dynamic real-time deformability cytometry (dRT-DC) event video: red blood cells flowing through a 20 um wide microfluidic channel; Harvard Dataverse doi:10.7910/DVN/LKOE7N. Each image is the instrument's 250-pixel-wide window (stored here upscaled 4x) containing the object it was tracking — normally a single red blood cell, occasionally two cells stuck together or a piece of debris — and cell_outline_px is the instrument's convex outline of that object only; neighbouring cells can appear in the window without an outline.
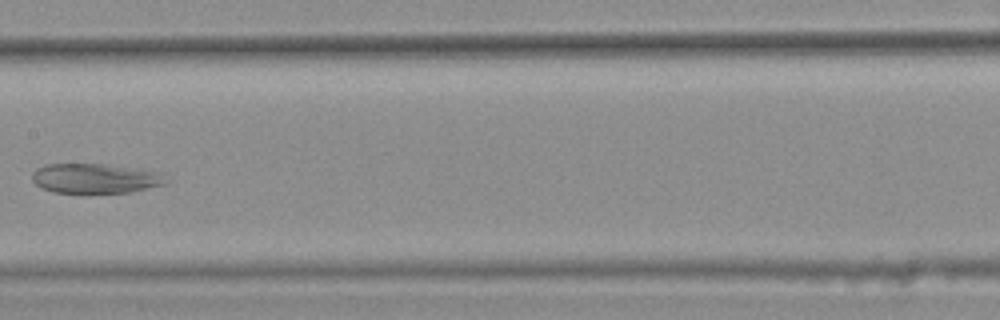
{"species": "common noctule bat (a hibernating species)", "species_latin": "Nyctalus noctula", "temperature_condition": "warm", "stored_images_in_passage": 7, "camera_frame_rate_fps": 3000, "um_per_image_px": 0.085, "animal": {"sex": "female", "body_mass_g": 25.1}, "frame": {"image": 1, "passage_image": 6, "time_ms": 1.667, "image_size_px": [1000, 320], "cell_outline_px": [[168, 184], [132, 192], [84, 196], [52, 192], [40, 188], [32, 180], [32, 172], [36, 168], [44, 164], [108, 164], [136, 168], [156, 172]], "centroid_in_image_um": [8.01, 15.22], "position_along_channel_um": 199.4, "area_um2": 24.22}}
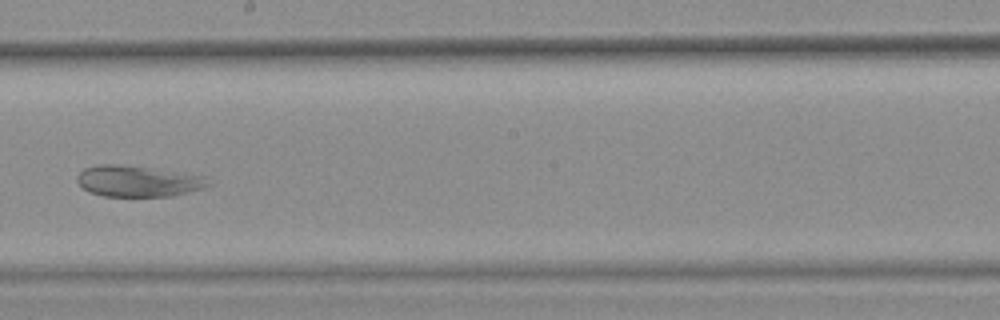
{"frame": {"image": 2, "passage_image": 7, "time_ms": 2.0, "image_size_px": [1000, 320], "cell_outline_px": [[212, 184], [200, 188], [172, 196], [104, 196], [92, 192], [84, 188], [76, 180], [76, 176], [84, 168], [100, 164], [120, 164], [152, 168], [204, 176]], "centroid_in_image_um": [11.7, 15.39], "position_along_channel_um": 236.5, "area_um2": 23.47}}